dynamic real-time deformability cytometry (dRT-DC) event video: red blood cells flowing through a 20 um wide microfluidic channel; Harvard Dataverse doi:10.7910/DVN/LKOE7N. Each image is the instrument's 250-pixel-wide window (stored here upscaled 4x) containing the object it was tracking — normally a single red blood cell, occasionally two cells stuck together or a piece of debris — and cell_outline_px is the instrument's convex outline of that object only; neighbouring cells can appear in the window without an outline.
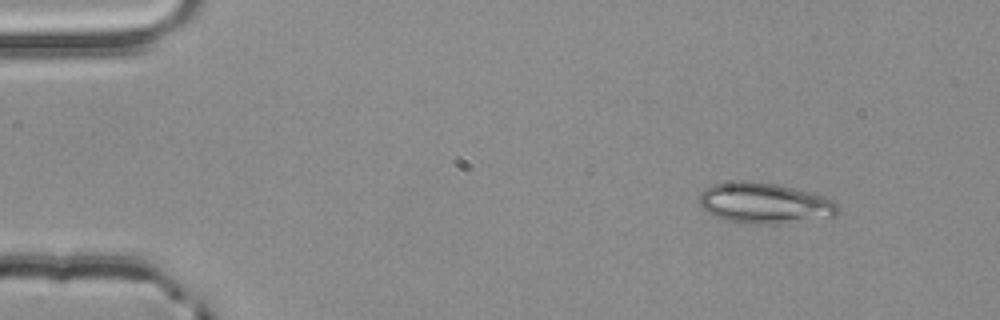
{"species": "common noctule bat (a hibernating species)", "species_latin": "Nyctalus noctula", "temperature_condition": "room temperature", "stored_images_in_passage": 3, "camera_frame_rate_fps": 3000, "um_per_image_px": 0.085, "animal": {"sex": "male", "body_mass_g": 20.4}, "frame": {"image": 1, "passage_image": 1, "time_ms": 0.0, "image_size_px": [1000, 320], "cell_outline_px": [[840, 212], [832, 216], [780, 224], [736, 224], [712, 216], [700, 204], [700, 192], [704, 188], [712, 184], [736, 180], [752, 180], [776, 184], [824, 196], [836, 200], [840, 208]], "centroid_in_image_um": [64.96, 17.27], "position_along_channel_um": 20.0, "area_um2": 33.47}}